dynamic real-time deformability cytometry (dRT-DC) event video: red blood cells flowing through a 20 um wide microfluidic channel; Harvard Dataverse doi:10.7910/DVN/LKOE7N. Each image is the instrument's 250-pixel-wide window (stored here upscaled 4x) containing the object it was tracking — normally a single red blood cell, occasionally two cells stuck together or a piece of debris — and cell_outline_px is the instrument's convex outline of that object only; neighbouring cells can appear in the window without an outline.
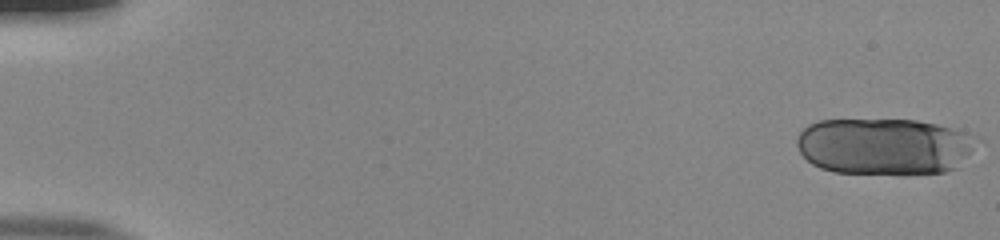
{"species": "human", "species_latin": "Homo sapiens", "temperature_condition": "room temperature", "stored_images_in_passage": 54, "camera_frame_rate_fps": 3000, "um_per_image_px": 0.085, "donor": {"sex": "male"}, "frame": {"image": 1, "passage_image": 1, "time_ms": 0.0, "image_size_px": [1000, 240], "cell_outline_px": [[984, 140], [956, 168], [944, 172], [832, 172], [820, 168], [812, 164], [800, 152], [796, 144], [796, 140], [800, 132], [808, 124], [820, 120], [916, 120], [936, 124], [968, 132]], "centroid_in_image_um": [75.21, 12.41], "position_along_channel_um": 9.8, "area_um2": 59.3}}
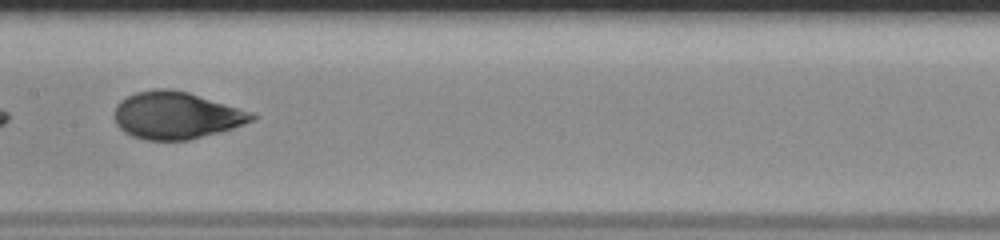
{"frame": {"image": 2, "passage_image": 29, "time_ms": 9.333, "image_size_px": [1000, 240], "cell_outline_px": [[260, 116], [256, 120], [220, 132], [188, 140], [144, 140], [132, 136], [124, 132], [116, 124], [112, 116], [116, 104], [120, 100], [136, 92], [160, 88], [168, 88], [188, 92], [252, 112]], "centroid_in_image_um": [14.96, 9.81], "position_along_channel_um": 192.4, "area_um2": 38.03}}
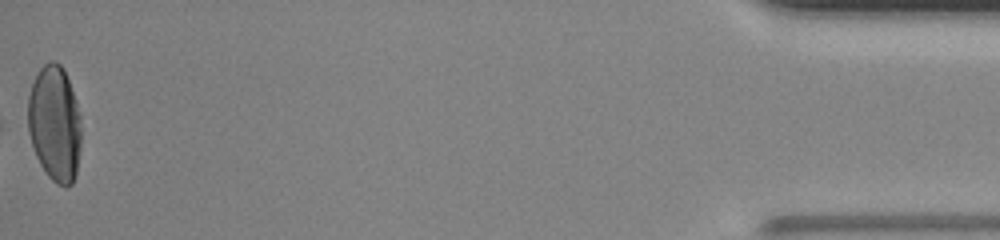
{"frame": {"image": 3, "passage_image": 54, "time_ms": 17.667, "image_size_px": [1000, 240], "cell_outline_px": [[80, 148], [76, 172], [72, 184], [64, 188], [56, 184], [48, 176], [40, 164], [36, 156], [28, 132], [28, 96], [32, 84], [40, 68], [44, 64], [52, 60], [56, 60], [64, 68], [76, 100], [80, 116]], "centroid_in_image_um": [4.65, 10.5], "position_along_channel_um": 430.6, "area_um2": 36.13}, "authors_computed_cell_mechanics": {"area_um2": 38.6104, "velocity_mm_per_s": 3.8875, "shape_relaxation_time_tau1_ms": 5.0319, "shape_relaxation_time_tau2_ms": 0.6995, "deformation_change_tau1": 0.1901, "deformation_change_tau2": 0.0497}}